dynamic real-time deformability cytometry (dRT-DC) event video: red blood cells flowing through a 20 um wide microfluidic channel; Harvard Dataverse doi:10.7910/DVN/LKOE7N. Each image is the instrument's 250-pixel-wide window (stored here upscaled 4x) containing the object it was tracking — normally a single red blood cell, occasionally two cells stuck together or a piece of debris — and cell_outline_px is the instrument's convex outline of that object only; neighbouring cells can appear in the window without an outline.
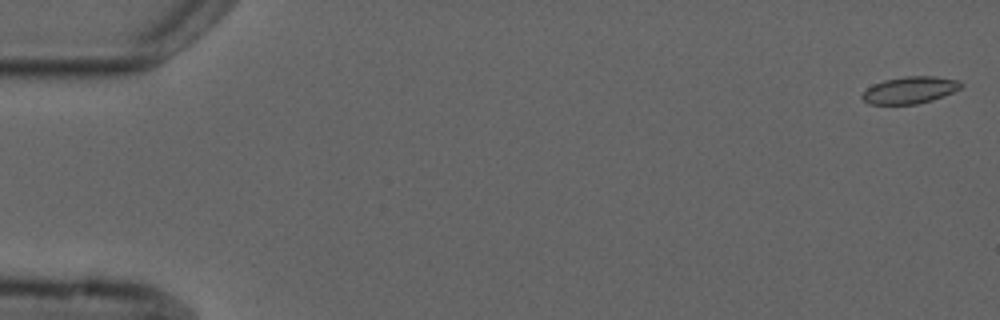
{"species": "common noctule bat (a hibernating species)", "species_latin": "Nyctalus noctula", "temperature_condition": "cold", "stored_images_in_passage": 5, "camera_frame_rate_fps": 3000, "um_per_image_px": 0.085, "animal": {"sex": "male", "forearm_length_mm": 52.5}, "frame": {"image": 1, "passage_image": 1, "time_ms": 0.0, "image_size_px": [1000, 320], "cell_outline_px": [[964, 84], [960, 88], [952, 92], [932, 100], [916, 104], [868, 104], [860, 96], [868, 88], [884, 80], [904, 76], [932, 76], [960, 80]], "centroid_in_image_um": [77.36, 7.65], "position_along_channel_um": 7.6, "area_um2": 15.37}}
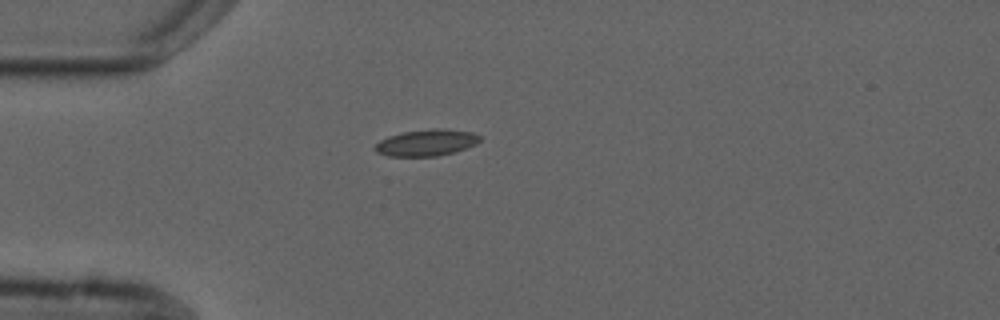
{"frame": {"image": 2, "passage_image": 5, "time_ms": 4.667, "image_size_px": [1000, 320], "cell_outline_px": [[480, 140], [476, 144], [456, 152], [436, 156], [388, 156], [376, 152], [372, 148], [380, 140], [388, 136], [400, 132], [432, 128], [440, 128], [472, 132], [480, 136]], "centroid_in_image_um": [36.22, 12.12], "position_along_channel_um": 48.8, "area_um2": 16.36}}